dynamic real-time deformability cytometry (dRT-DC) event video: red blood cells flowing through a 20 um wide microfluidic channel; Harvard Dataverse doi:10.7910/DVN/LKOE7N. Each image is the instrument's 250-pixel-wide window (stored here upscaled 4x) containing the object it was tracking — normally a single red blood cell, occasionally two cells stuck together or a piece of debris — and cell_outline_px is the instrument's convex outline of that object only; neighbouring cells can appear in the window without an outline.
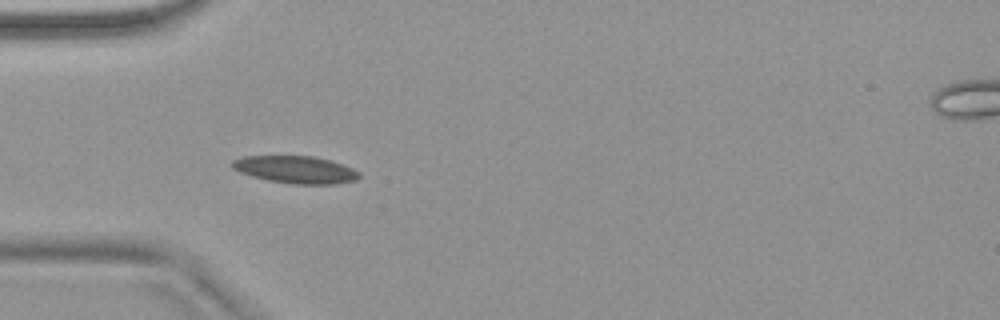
{"species": "common noctule bat (a hibernating species)", "species_latin": "Nyctalus noctula", "temperature_condition": "warm", "stored_images_in_passage": 47, "camera_frame_rate_fps": 3000, "um_per_image_px": 0.085, "animal": {"sex": "female", "body_mass_g": 18.4}, "frame": {"image": 1, "passage_image": 9, "time_ms": 2.667, "image_size_px": [1000, 320], "cell_outline_px": [[360, 176], [356, 180], [336, 184], [292, 184], [268, 180], [252, 176], [240, 172], [232, 168], [232, 160], [244, 156], [312, 156], [332, 160], [352, 168], [360, 172]], "centroid_in_image_um": [25.15, 14.42], "position_along_channel_um": 59.9, "area_um2": 20.29}}
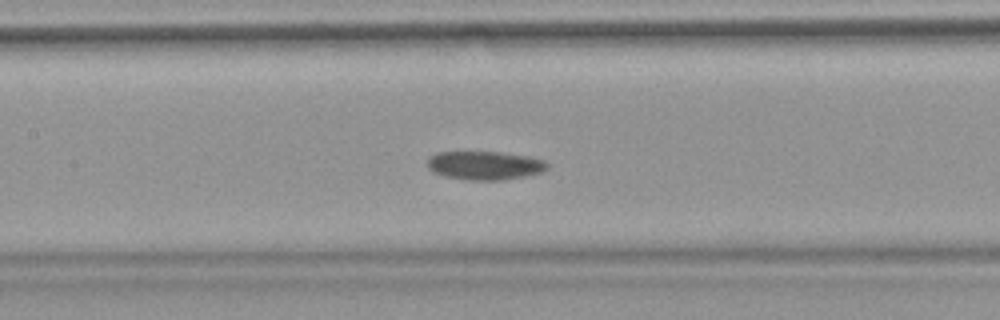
{"frame": {"image": 2, "passage_image": 18, "time_ms": 5.667, "image_size_px": [1000, 320], "cell_outline_px": [[548, 168], [540, 172], [524, 176], [500, 180], [468, 180], [444, 176], [428, 168], [428, 156], [436, 152], [500, 152], [528, 156], [544, 160], [548, 164]], "centroid_in_image_um": [41.19, 14.05], "position_along_channel_um": 166.2, "area_um2": 19.88}}
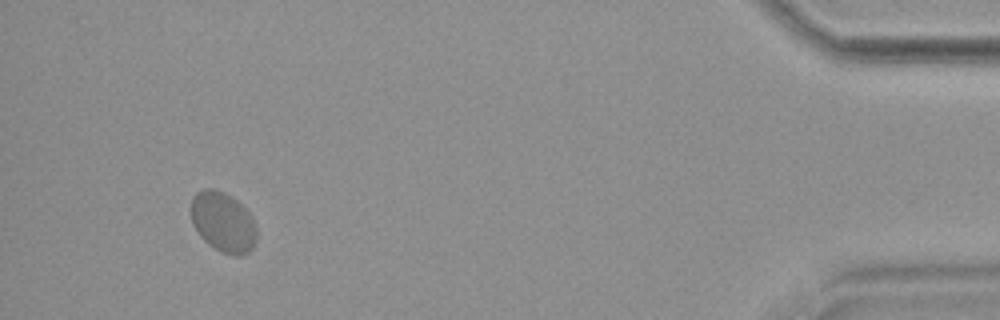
{"frame": {"image": 3, "passage_image": 44, "time_ms": 14.333, "image_size_px": [1000, 320], "cell_outline_px": [[256, 240], [252, 248], [248, 252], [240, 256], [232, 256], [220, 252], [208, 244], [200, 236], [192, 220], [192, 196], [196, 192], [204, 188], [212, 188], [224, 192], [236, 200], [252, 216], [256, 224]], "centroid_in_image_um": [18.97, 18.89], "position_along_channel_um": 416.2, "area_um2": 23.0}, "authors_computed_cell_mechanics": {"area_um2": 20.6924, "velocity_mm_per_s": 3.673, "shape_relaxation_time_tau1_ms": 3.9897, "shape_relaxation_time_tau2_ms": 1.4232, "deformation_change_tau1": 0.0927, "deformation_change_tau2": 0.0301}}